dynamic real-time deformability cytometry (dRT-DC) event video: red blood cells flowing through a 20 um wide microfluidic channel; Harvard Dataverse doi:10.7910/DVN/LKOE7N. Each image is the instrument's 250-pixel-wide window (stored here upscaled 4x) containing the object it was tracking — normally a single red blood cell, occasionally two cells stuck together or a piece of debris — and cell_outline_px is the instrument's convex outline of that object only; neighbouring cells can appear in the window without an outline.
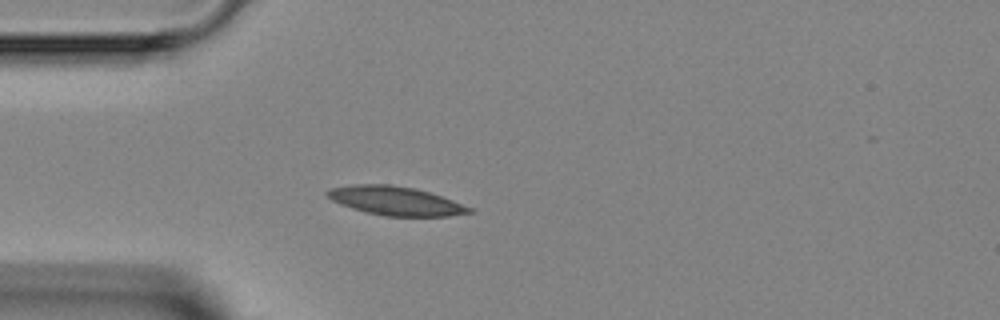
{"species": "Egyptian fruit bat (a non-hibernating species)", "species_latin": "Rousettus aegyptiacus", "temperature_condition": "room temperature", "stored_images_in_passage": 4, "camera_frame_rate_fps": 3000, "um_per_image_px": 0.085, "animal": {"sex": "female"}, "frame": {"image": 1, "passage_image": 4, "time_ms": 3.667, "image_size_px": [1000, 320], "cell_outline_px": [[472, 212], [448, 216], [384, 216], [352, 208], [340, 204], [332, 200], [324, 192], [328, 188], [352, 184], [388, 184], [416, 188], [452, 200], [472, 208]], "centroid_in_image_um": [33.57, 17.06], "position_along_channel_um": 51.4, "area_um2": 23.7}}